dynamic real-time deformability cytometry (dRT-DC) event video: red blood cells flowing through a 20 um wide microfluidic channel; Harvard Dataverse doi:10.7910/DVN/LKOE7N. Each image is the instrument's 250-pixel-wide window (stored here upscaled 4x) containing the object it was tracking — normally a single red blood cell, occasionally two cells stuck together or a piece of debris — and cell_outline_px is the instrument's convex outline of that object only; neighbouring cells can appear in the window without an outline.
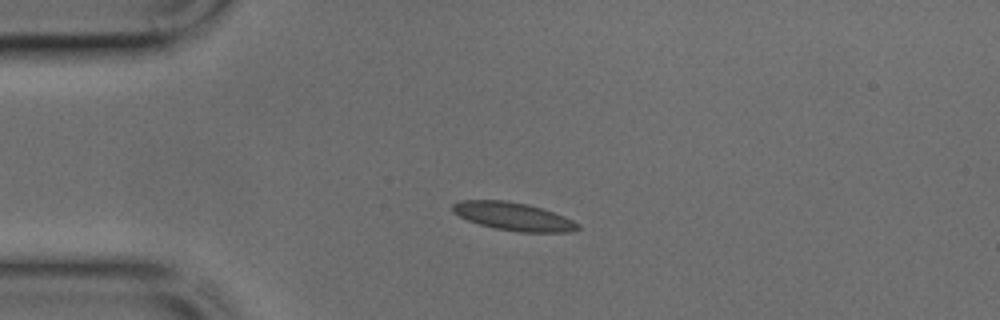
{"species": "common noctule bat (a hibernating species)", "species_latin": "Nyctalus noctula", "temperature_condition": "cold", "stored_images_in_passage": 35, "camera_frame_rate_fps": 3000, "um_per_image_px": 0.085, "animal": {"sex": "male", "body_mass_g": 17.9, "forearm_length_mm": 54.2}, "frame": {"image": 1, "passage_image": 1, "time_ms": 0.0, "image_size_px": [1000, 320], "cell_outline_px": [[580, 228], [568, 232], [520, 232], [492, 228], [468, 220], [452, 212], [452, 204], [460, 200], [504, 200], [528, 204], [564, 216], [580, 224]], "centroid_in_image_um": [43.61, 18.39], "position_along_channel_um": 41.4, "area_um2": 20.4}}
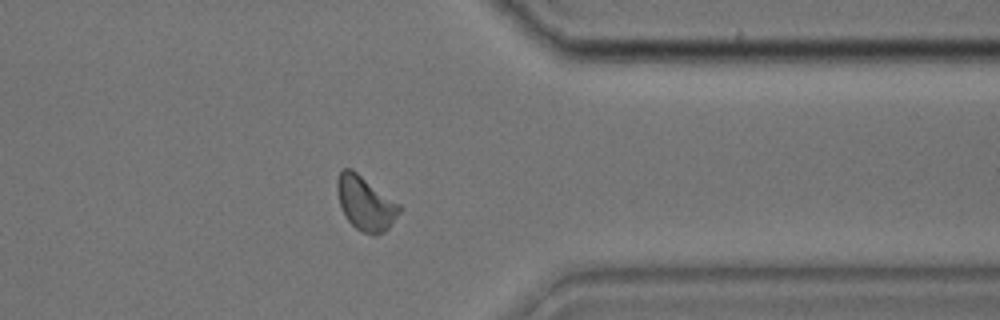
{"frame": {"image": 2, "passage_image": 26, "time_ms": 8.333, "image_size_px": [1000, 320], "cell_outline_px": [[404, 208], [388, 228], [384, 232], [376, 236], [372, 236], [356, 228], [348, 220], [340, 204], [336, 188], [336, 180], [340, 172], [344, 168], [352, 168], [400, 204]], "centroid_in_image_um": [31.09, 17.27], "position_along_channel_um": 380.3, "area_um2": 19.71}}
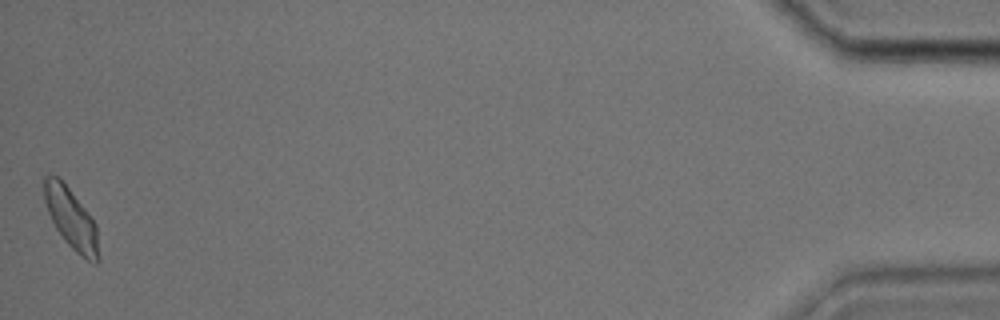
{"frame": {"image": 3, "passage_image": 35, "time_ms": 11.333, "image_size_px": [1000, 320], "cell_outline_px": [[100, 260], [96, 264], [92, 264], [80, 256], [64, 240], [56, 228], [48, 212], [44, 200], [44, 176], [60, 176], [96, 224], [100, 256]], "centroid_in_image_um": [6.08, 18.63], "position_along_channel_um": 429.1, "area_um2": 19.31}}